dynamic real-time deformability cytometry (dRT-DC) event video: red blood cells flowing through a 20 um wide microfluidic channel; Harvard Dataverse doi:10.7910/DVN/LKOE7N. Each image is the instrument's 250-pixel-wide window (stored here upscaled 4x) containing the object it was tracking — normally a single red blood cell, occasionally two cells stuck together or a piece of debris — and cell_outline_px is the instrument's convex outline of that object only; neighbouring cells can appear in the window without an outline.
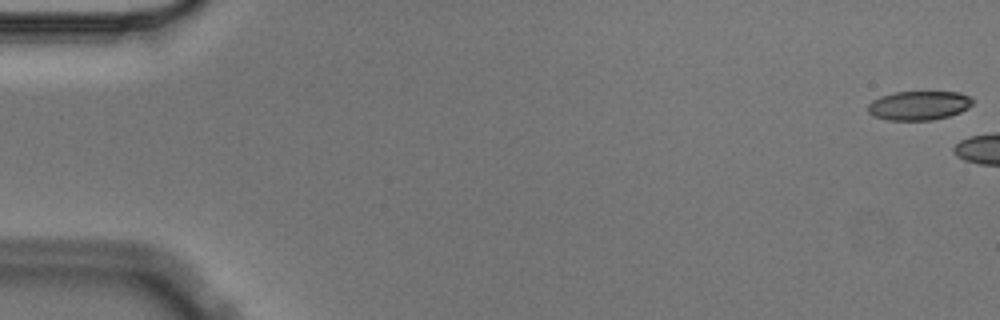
{"species": "Egyptian fruit bat (a non-hibernating species)", "species_latin": "Rousettus aegyptiacus", "temperature_condition": "cold", "stored_images_in_passage": 6, "segment_of_instrument_passage": [2, 2], "camera_frame_rate_fps": 3000, "um_per_image_px": 0.085, "animal": {"sex": "male"}, "frame": {"image": 1, "passage_image": 6, "time_ms": 1.667, "image_size_px": [1000, 320], "cell_outline_px": [[972, 104], [968, 108], [960, 112], [948, 116], [932, 120], [888, 120], [872, 116], [868, 112], [868, 104], [872, 100], [880, 96], [896, 92], [960, 92], [968, 96], [972, 100]], "centroid_in_image_um": [78.07, 8.97], "position_along_channel_um": 6.9, "area_um2": 17.74}}